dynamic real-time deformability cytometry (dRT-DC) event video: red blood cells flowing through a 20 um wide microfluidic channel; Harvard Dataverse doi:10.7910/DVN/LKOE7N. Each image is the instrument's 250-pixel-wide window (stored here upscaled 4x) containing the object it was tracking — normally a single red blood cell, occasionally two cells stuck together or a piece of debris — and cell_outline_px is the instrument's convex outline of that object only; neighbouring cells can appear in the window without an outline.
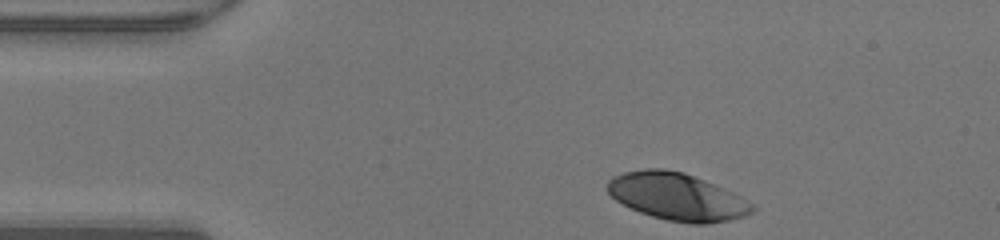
{"species": "human", "species_latin": "Homo sapiens", "temperature_condition": "warm", "stored_images_in_passage": 32, "camera_frame_rate_fps": 3000, "um_per_image_px": 0.085, "donor": {"sex": "male"}, "frame": {"image": 1, "passage_image": 1, "time_ms": 0.0, "image_size_px": [1000, 240], "cell_outline_px": [[756, 208], [752, 212], [744, 216], [728, 220], [704, 224], [692, 224], [668, 220], [652, 216], [640, 212], [616, 200], [608, 192], [608, 180], [612, 176], [624, 172], [644, 168], [664, 168], [684, 172], [704, 180], [732, 192], [740, 196], [752, 204]], "centroid_in_image_um": [57.53, 16.7], "position_along_channel_um": 27.5, "area_um2": 39.65}}
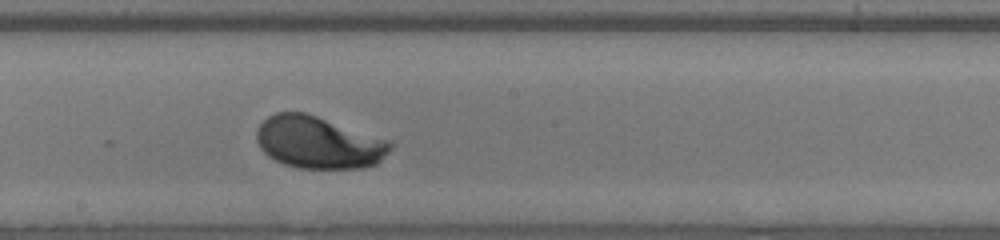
{"frame": {"image": 2, "passage_image": 19, "time_ms": 6.0, "image_size_px": [1000, 240], "cell_outline_px": [[396, 144], [376, 164], [360, 168], [300, 168], [284, 164], [268, 156], [260, 148], [256, 140], [256, 128], [268, 116], [276, 112], [304, 112], [392, 140]], "centroid_in_image_um": [27.09, 12.1], "position_along_channel_um": 221.1, "area_um2": 40.86}}
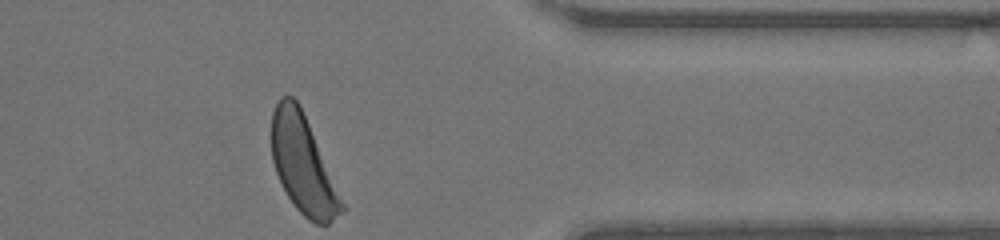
{"frame": {"image": 3, "passage_image": 32, "time_ms": 10.333, "image_size_px": [1000, 240], "cell_outline_px": [[348, 208], [328, 224], [316, 224], [308, 220], [296, 208], [288, 196], [276, 172], [272, 160], [272, 112], [280, 96], [292, 96], [300, 104]], "centroid_in_image_um": [25.8, 14.0], "position_along_channel_um": 385.6, "area_um2": 40.23}, "authors_computed_cell_mechanics": {"area_um2": 40.8068, "velocity_mm_per_s": 4.2218, "shape_relaxation_time_tau1_ms": 1.7732, "shape_relaxation_time_tau2_ms": null, "deformation_change_tau1": 0.1484, "deformation_change_tau2": null}}